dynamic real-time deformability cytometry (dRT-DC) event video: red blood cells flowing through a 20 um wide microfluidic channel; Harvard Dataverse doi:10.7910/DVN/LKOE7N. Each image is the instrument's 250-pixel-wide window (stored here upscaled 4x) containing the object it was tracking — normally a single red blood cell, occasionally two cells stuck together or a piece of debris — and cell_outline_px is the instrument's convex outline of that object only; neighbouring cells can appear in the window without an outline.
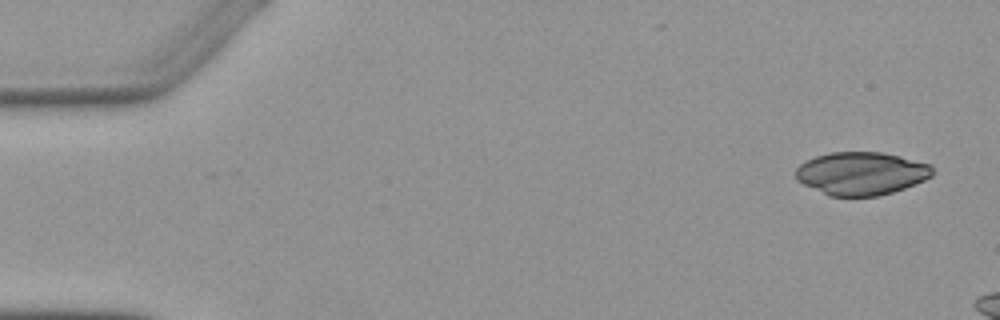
{"species": "Egyptian fruit bat (a non-hibernating species)", "species_latin": "Rousettus aegyptiacus", "temperature_condition": "warm", "stored_images_in_passage": 2, "camera_frame_rate_fps": 3000, "um_per_image_px": 0.085, "animal": {"sex": "female"}, "frame": {"image": 1, "passage_image": 2, "time_ms": 1.0, "image_size_px": [1000, 320], "cell_outline_px": [[932, 176], [924, 180], [904, 188], [892, 192], [876, 196], [828, 196], [796, 180], [796, 168], [800, 164], [816, 156], [832, 152], [880, 152], [900, 156], [932, 164]], "centroid_in_image_um": [73.21, 14.74], "position_along_channel_um": 11.8, "area_um2": 34.16}}